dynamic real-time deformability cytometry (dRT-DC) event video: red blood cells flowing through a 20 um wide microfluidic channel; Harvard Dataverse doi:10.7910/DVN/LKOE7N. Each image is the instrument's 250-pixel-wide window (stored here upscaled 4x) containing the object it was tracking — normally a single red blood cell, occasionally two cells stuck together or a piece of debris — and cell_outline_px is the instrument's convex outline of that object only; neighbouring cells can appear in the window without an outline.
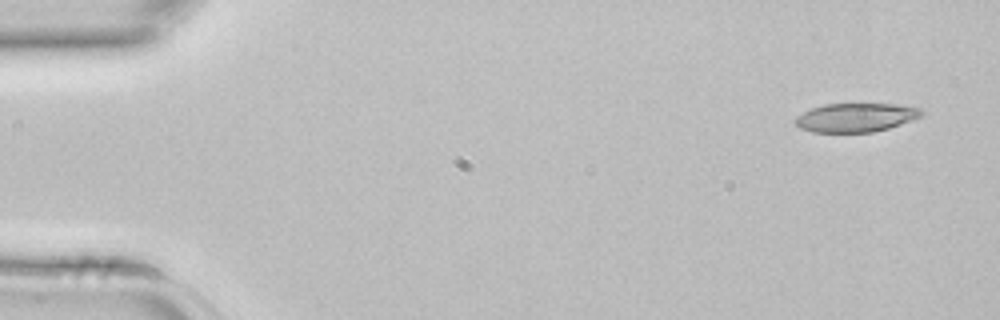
{"species": "common noctule bat (a hibernating species)", "species_latin": "Nyctalus noctula", "temperature_condition": "room temperature", "stored_images_in_passage": 5, "camera_frame_rate_fps": 3000, "um_per_image_px": 0.085, "animal": {"sex": "female", "body_mass_g": 22.7, "forearm_length_mm": 54.2}, "frame": {"image": 1, "passage_image": 1, "time_ms": 0.0, "image_size_px": [1000, 320], "cell_outline_px": [[924, 116], [888, 128], [872, 132], [812, 132], [800, 128], [792, 120], [796, 116], [812, 108], [824, 104], [896, 104], [920, 108], [924, 112]], "centroid_in_image_um": [72.74, 9.99], "position_along_channel_um": 12.3, "area_um2": 21.21}}
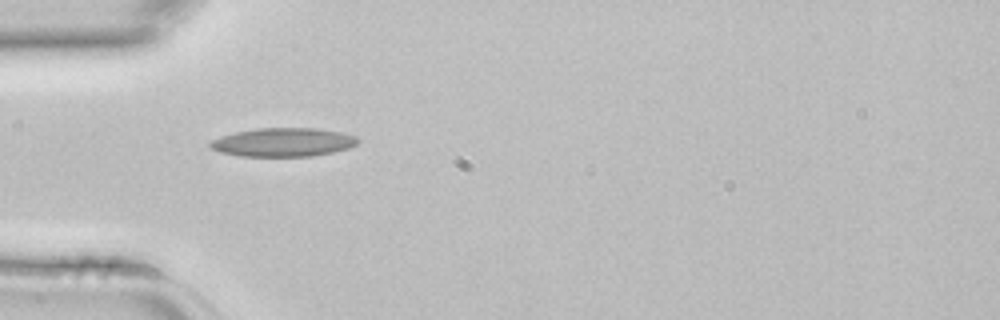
{"frame": {"image": 2, "passage_image": 4, "time_ms": 1.0, "image_size_px": [1000, 320], "cell_outline_px": [[360, 140], [356, 144], [348, 148], [332, 152], [312, 156], [240, 156], [220, 152], [208, 148], [208, 144], [212, 140], [220, 136], [236, 132], [256, 128], [316, 128], [340, 132], [356, 136]], "centroid_in_image_um": [24.04, 12.09], "position_along_channel_um": 61.0, "area_um2": 24.68}}